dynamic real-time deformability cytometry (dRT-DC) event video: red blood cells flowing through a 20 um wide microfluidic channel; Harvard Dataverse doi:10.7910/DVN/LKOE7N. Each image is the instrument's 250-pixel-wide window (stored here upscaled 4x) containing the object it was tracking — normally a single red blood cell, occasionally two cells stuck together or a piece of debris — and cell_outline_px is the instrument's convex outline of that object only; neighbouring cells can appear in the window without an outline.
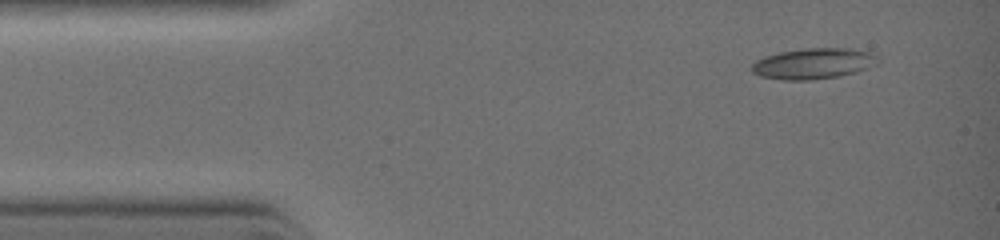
{"species": "common noctule bat (a hibernating species)", "species_latin": "Nyctalus noctula", "temperature_condition": "warm", "stored_images_in_passage": 5, "camera_frame_rate_fps": 3000, "um_per_image_px": 0.085, "animal": {"sex": "female", "body_mass_g": 19.0, "forearm_length_mm": 51.5}, "frame": {"image": 1, "passage_image": 1, "time_ms": 0.0, "image_size_px": [1000, 240], "cell_outline_px": [[880, 60], [876, 64], [868, 68], [856, 72], [840, 76], [812, 80], [784, 80], [760, 76], [752, 72], [752, 64], [756, 60], [764, 56], [780, 52], [804, 48], [848, 48], [868, 52], [880, 56]], "centroid_in_image_um": [69.16, 5.4], "position_along_channel_um": 15.8, "area_um2": 22.77}}
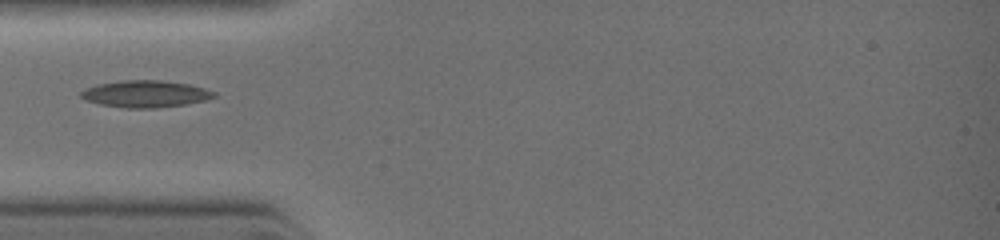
{"frame": {"image": 2, "passage_image": 4, "time_ms": 2.333, "image_size_px": [1000, 240], "cell_outline_px": [[216, 96], [204, 100], [184, 104], [152, 108], [128, 108], [100, 104], [88, 100], [80, 96], [80, 92], [96, 84], [120, 80], [160, 80], [188, 84], [204, 88], [216, 92]], "centroid_in_image_um": [12.36, 7.97], "position_along_channel_um": 72.6, "area_um2": 20.58}}